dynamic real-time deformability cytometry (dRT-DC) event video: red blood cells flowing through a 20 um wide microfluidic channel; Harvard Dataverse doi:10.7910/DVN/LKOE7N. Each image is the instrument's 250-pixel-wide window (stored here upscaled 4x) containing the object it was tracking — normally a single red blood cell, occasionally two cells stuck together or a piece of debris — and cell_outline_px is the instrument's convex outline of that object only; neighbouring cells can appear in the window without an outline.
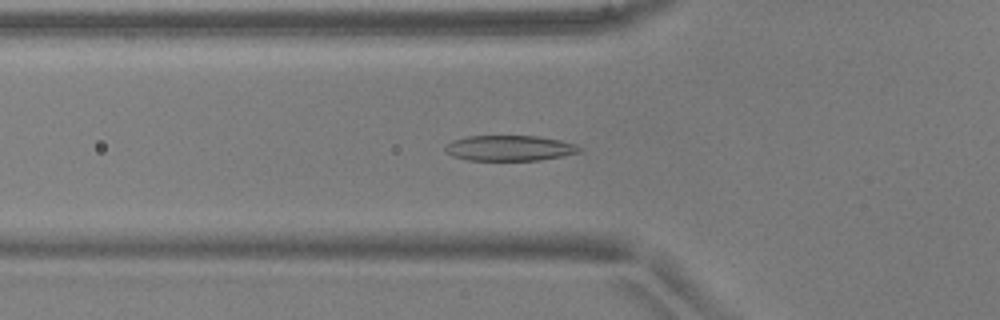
{"species": "common noctule bat (a hibernating species)", "species_latin": "Nyctalus noctula", "temperature_condition": "warm", "stored_images_in_passage": 51, "camera_frame_rate_fps": 3000, "um_per_image_px": 0.085, "animal": {"sex": "male", "body_mass_g": 17.9, "forearm_length_mm": 54.2}, "frame": {"image": 1, "passage_image": 18, "time_ms": 5.667, "image_size_px": [1000, 320], "cell_outline_px": [[580, 152], [540, 160], [468, 160], [452, 156], [444, 152], [444, 144], [452, 140], [468, 136], [540, 136], [560, 140], [576, 144], [580, 148]], "centroid_in_image_um": [43.25, 12.58], "position_along_channel_um": 82.6, "area_um2": 20.0}}
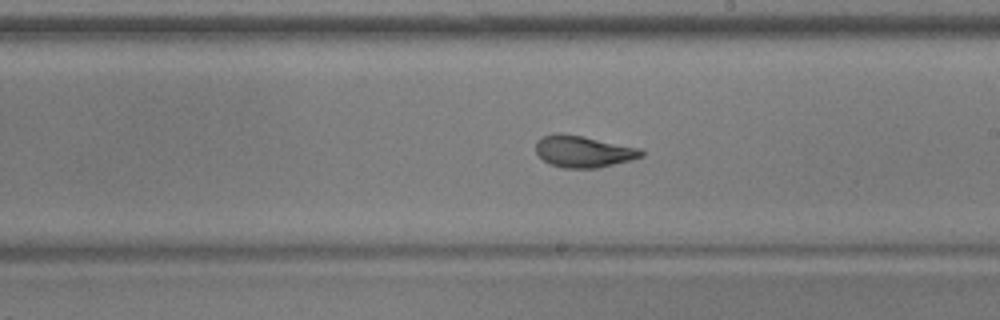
{"frame": {"image": 2, "passage_image": 30, "time_ms": 9.667, "image_size_px": [1000, 320], "cell_outline_px": [[644, 156], [596, 168], [564, 168], [548, 164], [536, 152], [536, 140], [540, 136], [556, 132], [560, 132], [584, 136], [640, 148], [644, 152]], "centroid_in_image_um": [49.53, 12.85], "position_along_channel_um": 239.5, "area_um2": 19.59}}
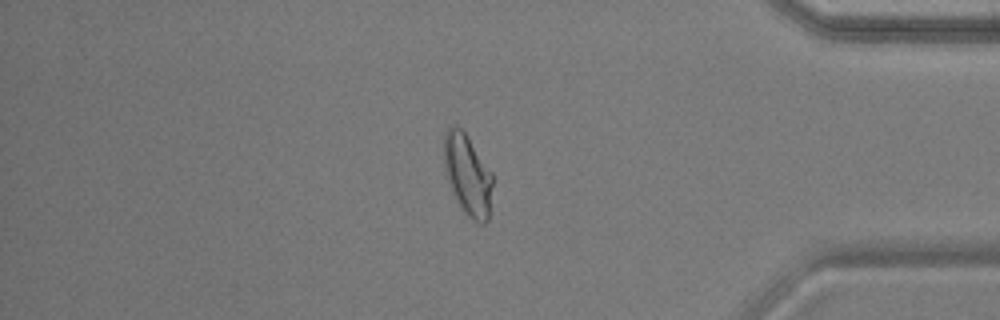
{"frame": {"image": 3, "passage_image": 44, "time_ms": 14.333, "image_size_px": [1000, 320], "cell_outline_px": [[492, 184], [488, 220], [484, 224], [480, 224], [472, 220], [464, 212], [456, 200], [452, 192], [444, 172], [444, 132], [448, 128], [460, 128], [464, 132], [492, 172]], "centroid_in_image_um": [39.73, 14.9], "position_along_channel_um": 395.5, "area_um2": 22.77}, "authors_computed_cell_mechanics": {"area_um2": 19.9988, "velocity_mm_per_s": 3.9011, "shape_relaxation_time_tau1_ms": 5.0368, "shape_relaxation_time_tau2_ms": 1.2733, "deformation_change_tau1": 0.2104, "deformation_change_tau2": 0.0916}}